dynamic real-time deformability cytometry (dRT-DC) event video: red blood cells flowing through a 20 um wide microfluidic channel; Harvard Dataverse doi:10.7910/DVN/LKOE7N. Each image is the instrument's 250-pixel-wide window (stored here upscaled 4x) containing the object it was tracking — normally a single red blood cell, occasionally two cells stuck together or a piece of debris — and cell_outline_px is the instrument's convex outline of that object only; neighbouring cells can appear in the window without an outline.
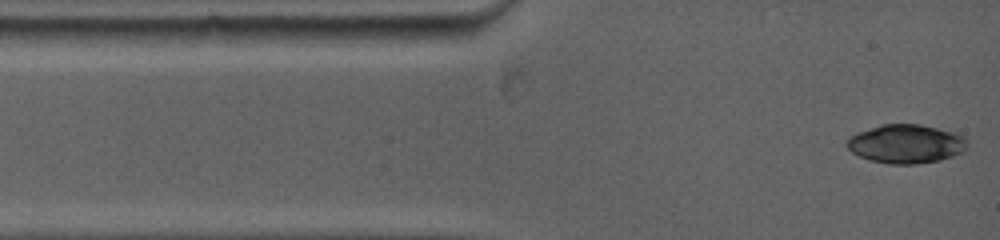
{"species": "common noctule bat (a hibernating species)", "species_latin": "Nyctalus noctula", "temperature_condition": "warm", "stored_images_in_passage": 39, "camera_frame_rate_fps": 5000, "um_per_image_px": 0.085, "animal": {"sex": "female", "body_mass_g": 19.0, "forearm_length_mm": 53.3}, "frame": {"image": 1, "passage_image": 1, "time_ms": 0.0, "image_size_px": [1000, 240], "cell_outline_px": [[968, 148], [964, 152], [940, 160], [916, 164], [888, 164], [868, 160], [852, 152], [844, 144], [848, 136], [856, 132], [880, 124], [920, 124], [956, 132], [964, 136]], "centroid_in_image_um": [76.99, 12.22], "position_along_channel_um": 8.0, "area_um2": 27.69}}
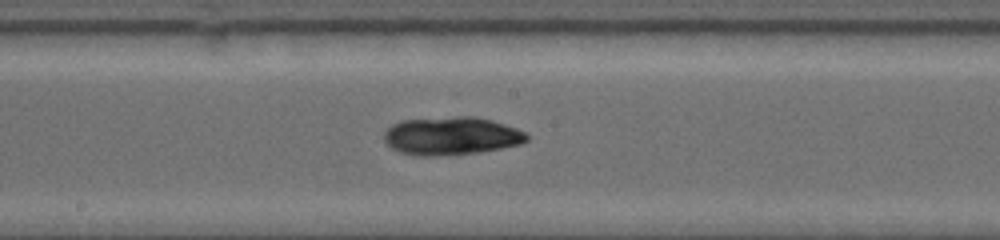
{"frame": {"image": 2, "passage_image": 17, "time_ms": 6.2, "image_size_px": [1000, 240], "cell_outline_px": [[528, 140], [520, 144], [480, 152], [436, 156], [416, 156], [400, 152], [384, 144], [384, 132], [392, 124], [400, 120], [456, 116], [476, 116], [492, 120], [516, 128], [524, 132], [528, 136]], "centroid_in_image_um": [38.32, 11.55], "position_along_channel_um": 209.9, "area_um2": 31.91}}
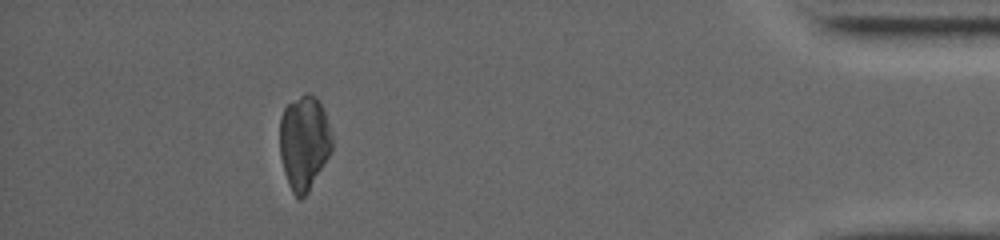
{"frame": {"image": 3, "passage_image": 34, "time_ms": 13.0, "image_size_px": [1000, 240], "cell_outline_px": [[332, 148], [328, 156], [308, 192], [300, 200], [292, 192], [288, 184], [284, 172], [280, 156], [280, 116], [284, 108], [288, 104], [304, 92], [308, 92], [316, 96], [324, 112], [332, 136]], "centroid_in_image_um": [25.82, 12.1], "position_along_channel_um": 409.4, "area_um2": 28.61}, "authors_computed_cell_mechanics": {"area_um2": 29.3624, "velocity_mm_per_s": 3.9413, "shape_relaxation_time_tau1_ms": 8.1017, "shape_relaxation_time_tau2_ms": null, "deformation_change_tau1": 0.1907, "deformation_change_tau2": null}}